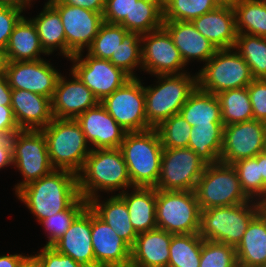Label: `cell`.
Returning a JSON list of instances; mask_svg holds the SVG:
<instances>
[{"mask_svg": "<svg viewBox=\"0 0 266 267\" xmlns=\"http://www.w3.org/2000/svg\"><path fill=\"white\" fill-rule=\"evenodd\" d=\"M163 26V0H138L131 9V32L145 34Z\"/></svg>", "mask_w": 266, "mask_h": 267, "instance_id": "cell-37", "label": "cell"}, {"mask_svg": "<svg viewBox=\"0 0 266 267\" xmlns=\"http://www.w3.org/2000/svg\"><path fill=\"white\" fill-rule=\"evenodd\" d=\"M207 163L190 148L163 149L156 190L194 191Z\"/></svg>", "mask_w": 266, "mask_h": 267, "instance_id": "cell-11", "label": "cell"}, {"mask_svg": "<svg viewBox=\"0 0 266 267\" xmlns=\"http://www.w3.org/2000/svg\"><path fill=\"white\" fill-rule=\"evenodd\" d=\"M1 7H13L23 11L26 7L29 8L30 4L27 0H0Z\"/></svg>", "mask_w": 266, "mask_h": 267, "instance_id": "cell-54", "label": "cell"}, {"mask_svg": "<svg viewBox=\"0 0 266 267\" xmlns=\"http://www.w3.org/2000/svg\"><path fill=\"white\" fill-rule=\"evenodd\" d=\"M19 130L11 106L0 105V136L11 137Z\"/></svg>", "mask_w": 266, "mask_h": 267, "instance_id": "cell-49", "label": "cell"}, {"mask_svg": "<svg viewBox=\"0 0 266 267\" xmlns=\"http://www.w3.org/2000/svg\"><path fill=\"white\" fill-rule=\"evenodd\" d=\"M201 209L195 191L156 190L157 228L171 234L200 230Z\"/></svg>", "mask_w": 266, "mask_h": 267, "instance_id": "cell-9", "label": "cell"}, {"mask_svg": "<svg viewBox=\"0 0 266 267\" xmlns=\"http://www.w3.org/2000/svg\"><path fill=\"white\" fill-rule=\"evenodd\" d=\"M191 22L217 49L234 48L237 38L234 9L217 7Z\"/></svg>", "mask_w": 266, "mask_h": 267, "instance_id": "cell-25", "label": "cell"}, {"mask_svg": "<svg viewBox=\"0 0 266 267\" xmlns=\"http://www.w3.org/2000/svg\"><path fill=\"white\" fill-rule=\"evenodd\" d=\"M255 1L266 3V0H255Z\"/></svg>", "mask_w": 266, "mask_h": 267, "instance_id": "cell-62", "label": "cell"}, {"mask_svg": "<svg viewBox=\"0 0 266 267\" xmlns=\"http://www.w3.org/2000/svg\"><path fill=\"white\" fill-rule=\"evenodd\" d=\"M141 45V34L128 31L109 61L115 67L122 69L131 78H137L133 70L136 67H140L142 70Z\"/></svg>", "mask_w": 266, "mask_h": 267, "instance_id": "cell-38", "label": "cell"}, {"mask_svg": "<svg viewBox=\"0 0 266 267\" xmlns=\"http://www.w3.org/2000/svg\"><path fill=\"white\" fill-rule=\"evenodd\" d=\"M62 4L81 7L94 12H104L105 0H59Z\"/></svg>", "mask_w": 266, "mask_h": 267, "instance_id": "cell-50", "label": "cell"}, {"mask_svg": "<svg viewBox=\"0 0 266 267\" xmlns=\"http://www.w3.org/2000/svg\"><path fill=\"white\" fill-rule=\"evenodd\" d=\"M75 120L91 150L120 148L127 133L100 102L81 113Z\"/></svg>", "mask_w": 266, "mask_h": 267, "instance_id": "cell-18", "label": "cell"}, {"mask_svg": "<svg viewBox=\"0 0 266 267\" xmlns=\"http://www.w3.org/2000/svg\"><path fill=\"white\" fill-rule=\"evenodd\" d=\"M237 265L234 246L203 239L199 267H236Z\"/></svg>", "mask_w": 266, "mask_h": 267, "instance_id": "cell-44", "label": "cell"}, {"mask_svg": "<svg viewBox=\"0 0 266 267\" xmlns=\"http://www.w3.org/2000/svg\"><path fill=\"white\" fill-rule=\"evenodd\" d=\"M51 247L71 257L84 267H95L91 240V208L87 206L73 221L64 235Z\"/></svg>", "mask_w": 266, "mask_h": 267, "instance_id": "cell-21", "label": "cell"}, {"mask_svg": "<svg viewBox=\"0 0 266 267\" xmlns=\"http://www.w3.org/2000/svg\"><path fill=\"white\" fill-rule=\"evenodd\" d=\"M11 108L20 130H42L53 119L51 98L12 89Z\"/></svg>", "mask_w": 266, "mask_h": 267, "instance_id": "cell-22", "label": "cell"}, {"mask_svg": "<svg viewBox=\"0 0 266 267\" xmlns=\"http://www.w3.org/2000/svg\"><path fill=\"white\" fill-rule=\"evenodd\" d=\"M217 8L214 0H163V21H189Z\"/></svg>", "mask_w": 266, "mask_h": 267, "instance_id": "cell-40", "label": "cell"}, {"mask_svg": "<svg viewBox=\"0 0 266 267\" xmlns=\"http://www.w3.org/2000/svg\"><path fill=\"white\" fill-rule=\"evenodd\" d=\"M87 206L88 202L80 196L68 209L42 220L40 224L48 233V242L45 246H52L59 240Z\"/></svg>", "mask_w": 266, "mask_h": 267, "instance_id": "cell-43", "label": "cell"}, {"mask_svg": "<svg viewBox=\"0 0 266 267\" xmlns=\"http://www.w3.org/2000/svg\"><path fill=\"white\" fill-rule=\"evenodd\" d=\"M118 195L125 201L130 222L137 234L154 230L156 224V188L133 187Z\"/></svg>", "mask_w": 266, "mask_h": 267, "instance_id": "cell-26", "label": "cell"}, {"mask_svg": "<svg viewBox=\"0 0 266 267\" xmlns=\"http://www.w3.org/2000/svg\"><path fill=\"white\" fill-rule=\"evenodd\" d=\"M247 89L254 119L266 123V79H254Z\"/></svg>", "mask_w": 266, "mask_h": 267, "instance_id": "cell-46", "label": "cell"}, {"mask_svg": "<svg viewBox=\"0 0 266 267\" xmlns=\"http://www.w3.org/2000/svg\"><path fill=\"white\" fill-rule=\"evenodd\" d=\"M240 0H214L217 7L234 9Z\"/></svg>", "mask_w": 266, "mask_h": 267, "instance_id": "cell-56", "label": "cell"}, {"mask_svg": "<svg viewBox=\"0 0 266 267\" xmlns=\"http://www.w3.org/2000/svg\"><path fill=\"white\" fill-rule=\"evenodd\" d=\"M7 61H33L48 55L41 46L36 26L31 19L22 17L15 25L4 50Z\"/></svg>", "mask_w": 266, "mask_h": 267, "instance_id": "cell-29", "label": "cell"}, {"mask_svg": "<svg viewBox=\"0 0 266 267\" xmlns=\"http://www.w3.org/2000/svg\"><path fill=\"white\" fill-rule=\"evenodd\" d=\"M127 32L128 31L119 24L103 22L92 44L86 51L95 58L110 60L112 54H115Z\"/></svg>", "mask_w": 266, "mask_h": 267, "instance_id": "cell-41", "label": "cell"}, {"mask_svg": "<svg viewBox=\"0 0 266 267\" xmlns=\"http://www.w3.org/2000/svg\"><path fill=\"white\" fill-rule=\"evenodd\" d=\"M138 0H105L103 21L119 24L131 32V9Z\"/></svg>", "mask_w": 266, "mask_h": 267, "instance_id": "cell-45", "label": "cell"}, {"mask_svg": "<svg viewBox=\"0 0 266 267\" xmlns=\"http://www.w3.org/2000/svg\"><path fill=\"white\" fill-rule=\"evenodd\" d=\"M13 166L23 181L15 185V193L28 183L51 173L52 167L45 135L41 130H19L11 136Z\"/></svg>", "mask_w": 266, "mask_h": 267, "instance_id": "cell-10", "label": "cell"}, {"mask_svg": "<svg viewBox=\"0 0 266 267\" xmlns=\"http://www.w3.org/2000/svg\"><path fill=\"white\" fill-rule=\"evenodd\" d=\"M264 152L266 153V123H265V143H264Z\"/></svg>", "mask_w": 266, "mask_h": 267, "instance_id": "cell-60", "label": "cell"}, {"mask_svg": "<svg viewBox=\"0 0 266 267\" xmlns=\"http://www.w3.org/2000/svg\"><path fill=\"white\" fill-rule=\"evenodd\" d=\"M91 240L95 267H127L131 247L91 209Z\"/></svg>", "mask_w": 266, "mask_h": 267, "instance_id": "cell-19", "label": "cell"}, {"mask_svg": "<svg viewBox=\"0 0 266 267\" xmlns=\"http://www.w3.org/2000/svg\"><path fill=\"white\" fill-rule=\"evenodd\" d=\"M100 103L127 132L152 129L146 119L144 86L138 77L129 79Z\"/></svg>", "mask_w": 266, "mask_h": 267, "instance_id": "cell-12", "label": "cell"}, {"mask_svg": "<svg viewBox=\"0 0 266 267\" xmlns=\"http://www.w3.org/2000/svg\"><path fill=\"white\" fill-rule=\"evenodd\" d=\"M172 234L154 229L138 234L131 248L132 267H168Z\"/></svg>", "mask_w": 266, "mask_h": 267, "instance_id": "cell-24", "label": "cell"}, {"mask_svg": "<svg viewBox=\"0 0 266 267\" xmlns=\"http://www.w3.org/2000/svg\"><path fill=\"white\" fill-rule=\"evenodd\" d=\"M180 114L191 126L223 124L217 95L201 90L198 86L182 106Z\"/></svg>", "mask_w": 266, "mask_h": 267, "instance_id": "cell-30", "label": "cell"}, {"mask_svg": "<svg viewBox=\"0 0 266 267\" xmlns=\"http://www.w3.org/2000/svg\"><path fill=\"white\" fill-rule=\"evenodd\" d=\"M28 256L22 254L0 255V267H19Z\"/></svg>", "mask_w": 266, "mask_h": 267, "instance_id": "cell-53", "label": "cell"}, {"mask_svg": "<svg viewBox=\"0 0 266 267\" xmlns=\"http://www.w3.org/2000/svg\"><path fill=\"white\" fill-rule=\"evenodd\" d=\"M201 210L249 202L232 164H207L195 187Z\"/></svg>", "mask_w": 266, "mask_h": 267, "instance_id": "cell-7", "label": "cell"}, {"mask_svg": "<svg viewBox=\"0 0 266 267\" xmlns=\"http://www.w3.org/2000/svg\"><path fill=\"white\" fill-rule=\"evenodd\" d=\"M223 124L192 126L188 148L207 164L220 161L223 145Z\"/></svg>", "mask_w": 266, "mask_h": 267, "instance_id": "cell-32", "label": "cell"}, {"mask_svg": "<svg viewBox=\"0 0 266 267\" xmlns=\"http://www.w3.org/2000/svg\"><path fill=\"white\" fill-rule=\"evenodd\" d=\"M253 80L249 65L234 48L218 49L197 72L198 87L215 95L247 87Z\"/></svg>", "mask_w": 266, "mask_h": 267, "instance_id": "cell-8", "label": "cell"}, {"mask_svg": "<svg viewBox=\"0 0 266 267\" xmlns=\"http://www.w3.org/2000/svg\"><path fill=\"white\" fill-rule=\"evenodd\" d=\"M234 12L237 34L266 38V3L240 0Z\"/></svg>", "mask_w": 266, "mask_h": 267, "instance_id": "cell-35", "label": "cell"}, {"mask_svg": "<svg viewBox=\"0 0 266 267\" xmlns=\"http://www.w3.org/2000/svg\"><path fill=\"white\" fill-rule=\"evenodd\" d=\"M32 256L38 261L40 267H84L51 246H44L39 253Z\"/></svg>", "mask_w": 266, "mask_h": 267, "instance_id": "cell-47", "label": "cell"}, {"mask_svg": "<svg viewBox=\"0 0 266 267\" xmlns=\"http://www.w3.org/2000/svg\"><path fill=\"white\" fill-rule=\"evenodd\" d=\"M235 250L241 267H259L266 263V216L262 211L251 220Z\"/></svg>", "mask_w": 266, "mask_h": 267, "instance_id": "cell-28", "label": "cell"}, {"mask_svg": "<svg viewBox=\"0 0 266 267\" xmlns=\"http://www.w3.org/2000/svg\"><path fill=\"white\" fill-rule=\"evenodd\" d=\"M265 123L252 119L223 127L220 161L233 164L238 160L256 157L264 152Z\"/></svg>", "mask_w": 266, "mask_h": 267, "instance_id": "cell-16", "label": "cell"}, {"mask_svg": "<svg viewBox=\"0 0 266 267\" xmlns=\"http://www.w3.org/2000/svg\"><path fill=\"white\" fill-rule=\"evenodd\" d=\"M232 166L236 170L241 188L245 195L250 200L254 199L257 202L265 200L266 186L263 183L262 177H260L258 155L253 158L238 160L233 163Z\"/></svg>", "mask_w": 266, "mask_h": 267, "instance_id": "cell-39", "label": "cell"}, {"mask_svg": "<svg viewBox=\"0 0 266 267\" xmlns=\"http://www.w3.org/2000/svg\"><path fill=\"white\" fill-rule=\"evenodd\" d=\"M72 79L60 75L51 99L52 113L58 119H76L87 109L96 106L99 101L93 92L70 71Z\"/></svg>", "mask_w": 266, "mask_h": 267, "instance_id": "cell-20", "label": "cell"}, {"mask_svg": "<svg viewBox=\"0 0 266 267\" xmlns=\"http://www.w3.org/2000/svg\"><path fill=\"white\" fill-rule=\"evenodd\" d=\"M99 198L100 195L89 200L88 206L132 248L138 234L130 222L125 201L118 194L107 198L106 202Z\"/></svg>", "mask_w": 266, "mask_h": 267, "instance_id": "cell-27", "label": "cell"}, {"mask_svg": "<svg viewBox=\"0 0 266 267\" xmlns=\"http://www.w3.org/2000/svg\"><path fill=\"white\" fill-rule=\"evenodd\" d=\"M36 16L30 19L36 26L44 51L50 55L59 49L66 58V37L58 11L50 3H45L43 10Z\"/></svg>", "mask_w": 266, "mask_h": 267, "instance_id": "cell-31", "label": "cell"}, {"mask_svg": "<svg viewBox=\"0 0 266 267\" xmlns=\"http://www.w3.org/2000/svg\"><path fill=\"white\" fill-rule=\"evenodd\" d=\"M202 244L199 233L172 234L168 267H199Z\"/></svg>", "mask_w": 266, "mask_h": 267, "instance_id": "cell-34", "label": "cell"}, {"mask_svg": "<svg viewBox=\"0 0 266 267\" xmlns=\"http://www.w3.org/2000/svg\"><path fill=\"white\" fill-rule=\"evenodd\" d=\"M44 59L33 61H7L5 76L11 89L27 90L53 97L59 73Z\"/></svg>", "mask_w": 266, "mask_h": 267, "instance_id": "cell-17", "label": "cell"}, {"mask_svg": "<svg viewBox=\"0 0 266 267\" xmlns=\"http://www.w3.org/2000/svg\"><path fill=\"white\" fill-rule=\"evenodd\" d=\"M141 44L143 71L155 76L185 73L186 64L163 26L142 34Z\"/></svg>", "mask_w": 266, "mask_h": 267, "instance_id": "cell-15", "label": "cell"}, {"mask_svg": "<svg viewBox=\"0 0 266 267\" xmlns=\"http://www.w3.org/2000/svg\"><path fill=\"white\" fill-rule=\"evenodd\" d=\"M155 129L164 149L188 147L192 126L180 113L162 121Z\"/></svg>", "mask_w": 266, "mask_h": 267, "instance_id": "cell-42", "label": "cell"}, {"mask_svg": "<svg viewBox=\"0 0 266 267\" xmlns=\"http://www.w3.org/2000/svg\"><path fill=\"white\" fill-rule=\"evenodd\" d=\"M217 97L224 126L254 119L247 87L226 90Z\"/></svg>", "mask_w": 266, "mask_h": 267, "instance_id": "cell-33", "label": "cell"}, {"mask_svg": "<svg viewBox=\"0 0 266 267\" xmlns=\"http://www.w3.org/2000/svg\"><path fill=\"white\" fill-rule=\"evenodd\" d=\"M15 194L39 223L68 209L80 197L77 175L57 169L21 187Z\"/></svg>", "mask_w": 266, "mask_h": 267, "instance_id": "cell-1", "label": "cell"}, {"mask_svg": "<svg viewBox=\"0 0 266 267\" xmlns=\"http://www.w3.org/2000/svg\"><path fill=\"white\" fill-rule=\"evenodd\" d=\"M19 267H40L38 261L32 256L29 255Z\"/></svg>", "mask_w": 266, "mask_h": 267, "instance_id": "cell-57", "label": "cell"}, {"mask_svg": "<svg viewBox=\"0 0 266 267\" xmlns=\"http://www.w3.org/2000/svg\"><path fill=\"white\" fill-rule=\"evenodd\" d=\"M12 89L5 75L0 76V105L11 106Z\"/></svg>", "mask_w": 266, "mask_h": 267, "instance_id": "cell-52", "label": "cell"}, {"mask_svg": "<svg viewBox=\"0 0 266 267\" xmlns=\"http://www.w3.org/2000/svg\"><path fill=\"white\" fill-rule=\"evenodd\" d=\"M133 187H155L160 176L163 146L155 128L127 132L121 143Z\"/></svg>", "mask_w": 266, "mask_h": 267, "instance_id": "cell-3", "label": "cell"}, {"mask_svg": "<svg viewBox=\"0 0 266 267\" xmlns=\"http://www.w3.org/2000/svg\"><path fill=\"white\" fill-rule=\"evenodd\" d=\"M234 49L249 65L254 79H266V38L237 34Z\"/></svg>", "mask_w": 266, "mask_h": 267, "instance_id": "cell-36", "label": "cell"}, {"mask_svg": "<svg viewBox=\"0 0 266 267\" xmlns=\"http://www.w3.org/2000/svg\"><path fill=\"white\" fill-rule=\"evenodd\" d=\"M7 58L3 51H0V76L5 75Z\"/></svg>", "mask_w": 266, "mask_h": 267, "instance_id": "cell-58", "label": "cell"}, {"mask_svg": "<svg viewBox=\"0 0 266 267\" xmlns=\"http://www.w3.org/2000/svg\"><path fill=\"white\" fill-rule=\"evenodd\" d=\"M258 165L260 170V177H262L263 183L266 186V153L261 152L258 154Z\"/></svg>", "mask_w": 266, "mask_h": 267, "instance_id": "cell-55", "label": "cell"}, {"mask_svg": "<svg viewBox=\"0 0 266 267\" xmlns=\"http://www.w3.org/2000/svg\"><path fill=\"white\" fill-rule=\"evenodd\" d=\"M163 27L168 31L186 65L191 60L206 63L218 50L194 27L192 22L163 21Z\"/></svg>", "mask_w": 266, "mask_h": 267, "instance_id": "cell-23", "label": "cell"}, {"mask_svg": "<svg viewBox=\"0 0 266 267\" xmlns=\"http://www.w3.org/2000/svg\"><path fill=\"white\" fill-rule=\"evenodd\" d=\"M69 60L74 64L70 70L93 92L99 102L131 79L109 60L95 58L88 53L83 56L80 52Z\"/></svg>", "mask_w": 266, "mask_h": 267, "instance_id": "cell-14", "label": "cell"}, {"mask_svg": "<svg viewBox=\"0 0 266 267\" xmlns=\"http://www.w3.org/2000/svg\"><path fill=\"white\" fill-rule=\"evenodd\" d=\"M79 194L87 202L99 191L119 193L133 188L128 168L120 148L93 149L77 174Z\"/></svg>", "mask_w": 266, "mask_h": 267, "instance_id": "cell-2", "label": "cell"}, {"mask_svg": "<svg viewBox=\"0 0 266 267\" xmlns=\"http://www.w3.org/2000/svg\"><path fill=\"white\" fill-rule=\"evenodd\" d=\"M41 131L52 167L77 175L91 151L79 123L75 119L54 118Z\"/></svg>", "mask_w": 266, "mask_h": 267, "instance_id": "cell-4", "label": "cell"}, {"mask_svg": "<svg viewBox=\"0 0 266 267\" xmlns=\"http://www.w3.org/2000/svg\"><path fill=\"white\" fill-rule=\"evenodd\" d=\"M253 201L201 210L199 235L236 247L251 220L261 211L260 202Z\"/></svg>", "mask_w": 266, "mask_h": 267, "instance_id": "cell-6", "label": "cell"}, {"mask_svg": "<svg viewBox=\"0 0 266 267\" xmlns=\"http://www.w3.org/2000/svg\"><path fill=\"white\" fill-rule=\"evenodd\" d=\"M260 206H261V211L264 213V215L266 216V199L263 200L262 202H260Z\"/></svg>", "mask_w": 266, "mask_h": 267, "instance_id": "cell-59", "label": "cell"}, {"mask_svg": "<svg viewBox=\"0 0 266 267\" xmlns=\"http://www.w3.org/2000/svg\"><path fill=\"white\" fill-rule=\"evenodd\" d=\"M13 165L11 137L0 136V169Z\"/></svg>", "mask_w": 266, "mask_h": 267, "instance_id": "cell-51", "label": "cell"}, {"mask_svg": "<svg viewBox=\"0 0 266 267\" xmlns=\"http://www.w3.org/2000/svg\"><path fill=\"white\" fill-rule=\"evenodd\" d=\"M28 2H29V4L31 5V1H33V0H27ZM53 1H55V0H48L46 3H52Z\"/></svg>", "mask_w": 266, "mask_h": 267, "instance_id": "cell-61", "label": "cell"}, {"mask_svg": "<svg viewBox=\"0 0 266 267\" xmlns=\"http://www.w3.org/2000/svg\"><path fill=\"white\" fill-rule=\"evenodd\" d=\"M59 13L66 37V58L89 48L103 21V14L76 6L50 3Z\"/></svg>", "mask_w": 266, "mask_h": 267, "instance_id": "cell-13", "label": "cell"}, {"mask_svg": "<svg viewBox=\"0 0 266 267\" xmlns=\"http://www.w3.org/2000/svg\"><path fill=\"white\" fill-rule=\"evenodd\" d=\"M156 86H144L147 123L156 128L162 121L179 114L191 93L198 86L197 74L156 75Z\"/></svg>", "mask_w": 266, "mask_h": 267, "instance_id": "cell-5", "label": "cell"}, {"mask_svg": "<svg viewBox=\"0 0 266 267\" xmlns=\"http://www.w3.org/2000/svg\"><path fill=\"white\" fill-rule=\"evenodd\" d=\"M23 11L13 7L0 6V51L5 50L15 25L24 16Z\"/></svg>", "mask_w": 266, "mask_h": 267, "instance_id": "cell-48", "label": "cell"}]
</instances>
